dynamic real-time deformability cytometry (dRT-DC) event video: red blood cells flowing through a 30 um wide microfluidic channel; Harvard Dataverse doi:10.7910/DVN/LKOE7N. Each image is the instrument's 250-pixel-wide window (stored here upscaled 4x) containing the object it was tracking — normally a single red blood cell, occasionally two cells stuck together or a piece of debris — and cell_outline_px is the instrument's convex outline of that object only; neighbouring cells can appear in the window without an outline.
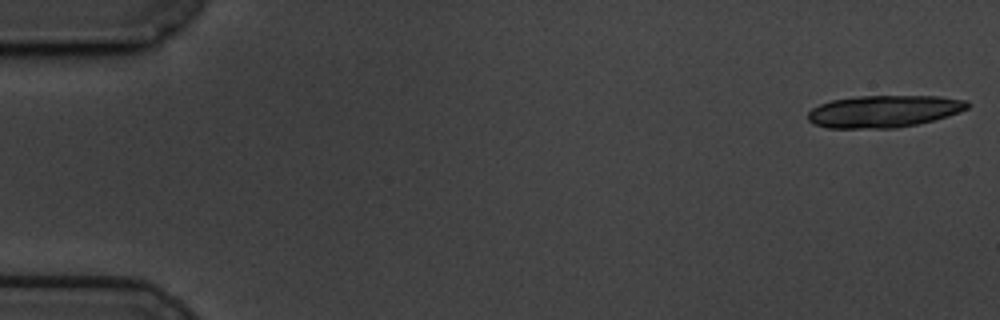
{"species": "common noctule bat (a hibernating species)", "species_latin": "Nyctalus noctula", "temperature_condition": "cold", "stored_images_in_passage": 20, "camera_frame_rate_fps": 3000, "um_per_image_px": 0.085, "animal": {"sex": "male", "body_mass_g": 19.5, "forearm_length_mm": 54.6}, "frame": {"image": 1, "passage_image": 1, "time_ms": 0.0, "image_size_px": [1000, 320], "cell_outline_px": [[972, 104], [968, 108], [960, 112], [948, 116], [916, 124], [896, 128], [828, 128], [812, 124], [808, 120], [808, 112], [812, 108], [820, 104], [832, 100], [860, 96], [940, 96], [968, 100]], "centroid_in_image_um": [75.15, 9.46], "position_along_channel_um": 9.9, "area_um2": 30.0}}